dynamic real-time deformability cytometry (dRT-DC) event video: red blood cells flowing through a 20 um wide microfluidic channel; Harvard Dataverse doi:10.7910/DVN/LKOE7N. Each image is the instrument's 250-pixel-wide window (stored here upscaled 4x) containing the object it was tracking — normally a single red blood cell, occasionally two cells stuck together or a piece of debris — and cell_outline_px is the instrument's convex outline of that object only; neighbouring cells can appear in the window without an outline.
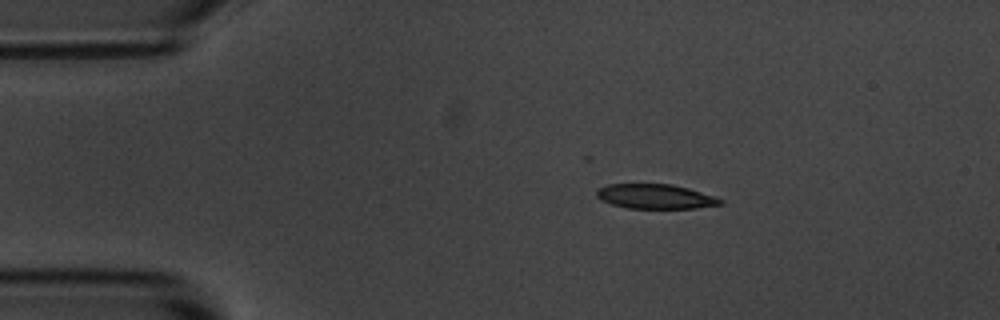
{"species": "common noctule bat (a hibernating species)", "species_latin": "Nyctalus noctula", "temperature_condition": "room temperature", "stored_images_in_passage": 8, "camera_frame_rate_fps": 3000, "um_per_image_px": 0.085, "animal": {"sex": "male", "body_mass_g": 20.1, "forearm_length_mm": 53.5}, "frame": {"image": 1, "passage_image": 2, "time_ms": 1.0, "image_size_px": [1000, 320], "cell_outline_px": [[724, 204], [696, 208], [628, 208], [612, 204], [600, 200], [596, 196], [596, 192], [600, 188], [608, 184], [672, 184], [688, 188], [724, 200]], "centroid_in_image_um": [55.7, 16.7], "position_along_channel_um": 29.3, "area_um2": 17.63}}
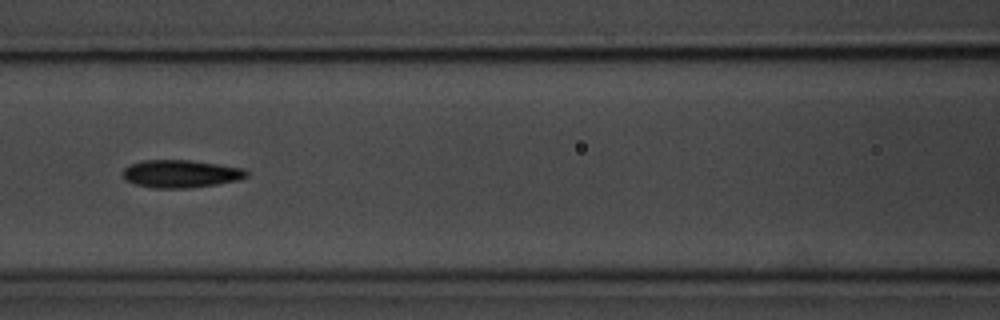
{"frame": {"image": 2, "passage_image": 6, "time_ms": 5.667, "image_size_px": [1000, 320], "cell_outline_px": [[248, 176], [240, 180], [216, 184], [188, 188], [152, 188], [136, 184], [124, 180], [124, 168], [132, 164], [144, 160], [192, 160], [220, 164], [244, 168], [248, 172]], "centroid_in_image_um": [15.41, 14.77], "position_along_channel_um": 151.2, "area_um2": 20.06}}
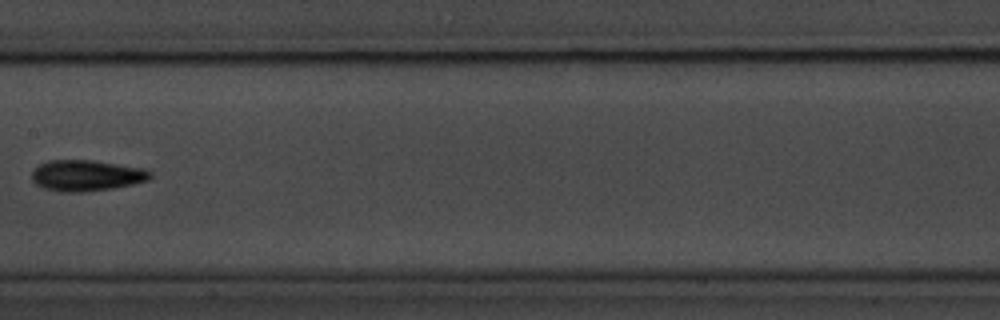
{"frame": {"image": 3, "passage_image": 7, "time_ms": 7.0, "image_size_px": [1000, 320], "cell_outline_px": [[152, 176], [148, 180], [132, 184], [112, 188], [84, 192], [60, 192], [44, 188], [36, 184], [32, 180], [32, 172], [40, 164], [48, 160], [92, 160], [144, 168], [152, 172]], "centroid_in_image_um": [7.35, 14.92], "position_along_channel_um": 200.1, "area_um2": 21.39}}